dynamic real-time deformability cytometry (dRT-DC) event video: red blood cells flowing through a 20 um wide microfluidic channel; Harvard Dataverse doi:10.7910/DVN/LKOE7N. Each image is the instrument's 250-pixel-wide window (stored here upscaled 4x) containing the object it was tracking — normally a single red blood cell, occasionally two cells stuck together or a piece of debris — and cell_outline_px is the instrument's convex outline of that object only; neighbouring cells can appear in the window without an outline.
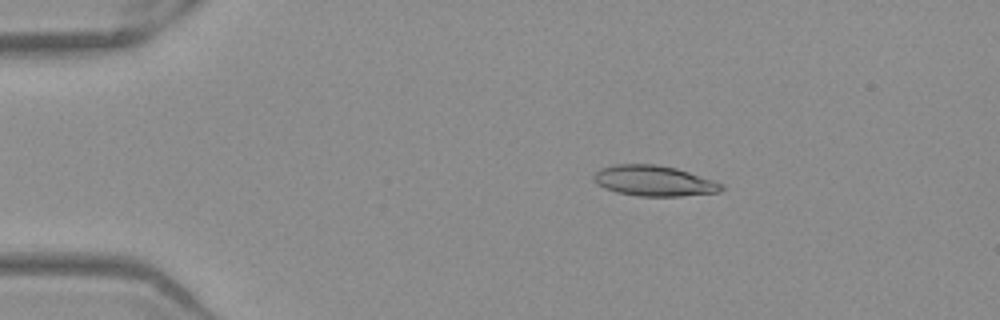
{"species": "Egyptian fruit bat (a non-hibernating species)", "species_latin": "Rousettus aegyptiacus", "temperature_condition": "warm", "stored_images_in_passage": 45, "camera_frame_rate_fps": 3000, "um_per_image_px": 0.085, "frame": {"image": 1, "passage_image": 3, "time_ms": 0.667, "image_size_px": [1000, 320], "cell_outline_px": [[724, 188], [720, 192], [680, 196], [640, 196], [616, 192], [604, 188], [596, 184], [592, 180], [592, 176], [600, 168], [612, 164], [656, 164], [676, 168], [724, 184]], "centroid_in_image_um": [55.54, 15.37], "position_along_channel_um": 29.5, "area_um2": 22.83}}
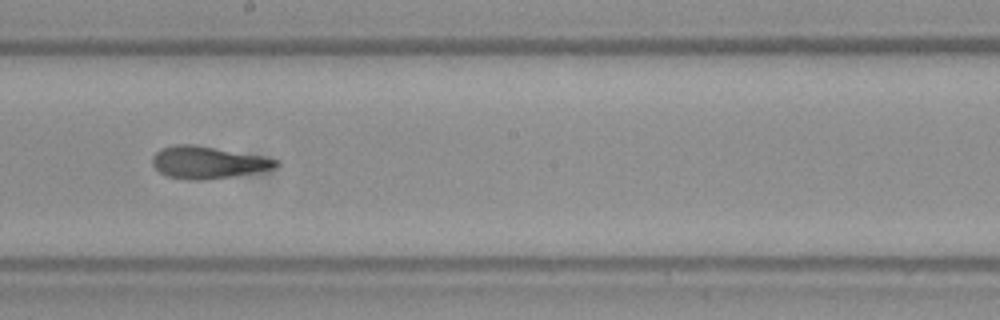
{"frame": {"image": 2, "passage_image": 23, "time_ms": 7.333, "image_size_px": [1000, 320], "cell_outline_px": [[280, 164], [272, 168], [232, 176], [200, 180], [192, 180], [168, 176], [160, 172], [152, 164], [152, 156], [160, 148], [176, 144], [192, 144], [260, 156], [280, 160]], "centroid_in_image_um": [17.6, 13.79], "position_along_channel_um": 230.6, "area_um2": 22.66}}
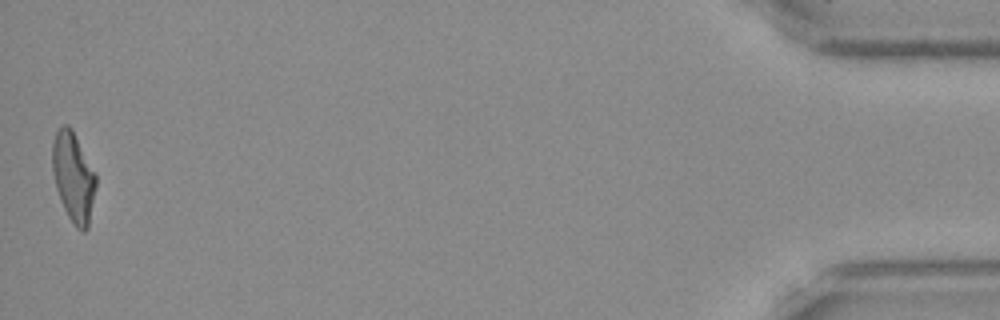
{"frame": {"image": 3, "passage_image": 45, "time_ms": 14.667, "image_size_px": [1000, 320], "cell_outline_px": [[96, 188], [88, 228], [84, 232], [76, 228], [68, 216], [60, 200], [56, 188], [52, 172], [52, 140], [56, 132], [64, 124], [68, 124], [72, 128], [96, 172]], "centroid_in_image_um": [6.24, 15.03], "position_along_channel_um": 429.0, "area_um2": 23.06}, "authors_computed_cell_mechanics": {"area_um2": 22.5998, "velocity_mm_per_s": 3.9408, "shape_relaxation_time_tau1_ms": null, "shape_relaxation_time_tau2_ms": 1.6581, "deformation_change_tau1": null, "deformation_change_tau2": 0.1022}}